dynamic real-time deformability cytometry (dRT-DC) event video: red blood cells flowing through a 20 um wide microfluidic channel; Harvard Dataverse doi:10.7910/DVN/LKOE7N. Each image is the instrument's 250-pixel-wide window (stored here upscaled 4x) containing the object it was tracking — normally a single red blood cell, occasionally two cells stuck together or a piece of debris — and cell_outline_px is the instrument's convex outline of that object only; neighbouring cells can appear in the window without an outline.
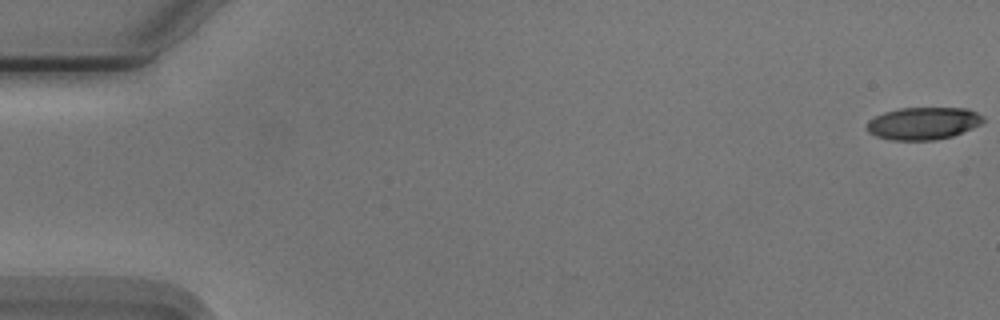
{"species": "Egyptian fruit bat (a non-hibernating species)", "species_latin": "Rousettus aegyptiacus", "temperature_condition": "cold", "stored_images_in_passage": 14, "camera_frame_rate_fps": 3000, "um_per_image_px": 0.085, "animal": {"sex": "male"}, "frame": {"image": 1, "passage_image": 1, "time_ms": 0.0, "image_size_px": [1000, 320], "cell_outline_px": [[984, 120], [980, 124], [952, 136], [936, 140], [892, 140], [876, 136], [868, 132], [868, 120], [884, 112], [900, 108], [968, 108], [984, 116]], "centroid_in_image_um": [78.48, 10.48], "position_along_channel_um": 6.5, "area_um2": 21.85}}
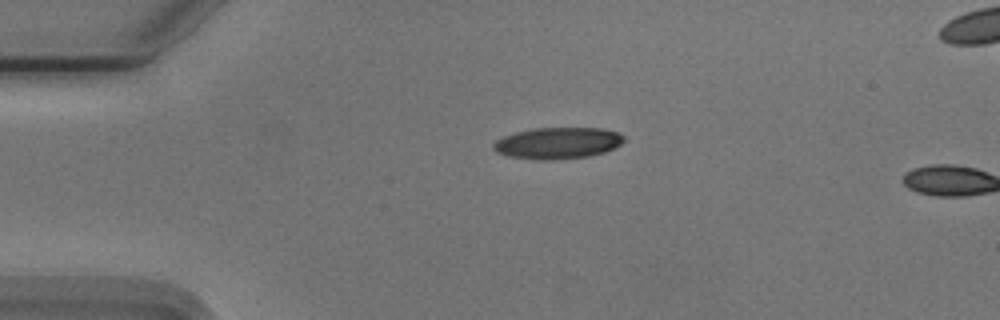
{"frame": {"image": 2, "passage_image": 13, "time_ms": 4.0, "image_size_px": [1000, 320], "cell_outline_px": [[624, 140], [620, 144], [604, 152], [588, 156], [556, 160], [536, 160], [508, 156], [496, 152], [492, 148], [492, 144], [496, 140], [504, 136], [516, 132], [532, 128], [600, 128], [616, 132], [624, 136]], "centroid_in_image_um": [47.35, 12.17], "position_along_channel_um": 37.6, "area_um2": 23.93}}